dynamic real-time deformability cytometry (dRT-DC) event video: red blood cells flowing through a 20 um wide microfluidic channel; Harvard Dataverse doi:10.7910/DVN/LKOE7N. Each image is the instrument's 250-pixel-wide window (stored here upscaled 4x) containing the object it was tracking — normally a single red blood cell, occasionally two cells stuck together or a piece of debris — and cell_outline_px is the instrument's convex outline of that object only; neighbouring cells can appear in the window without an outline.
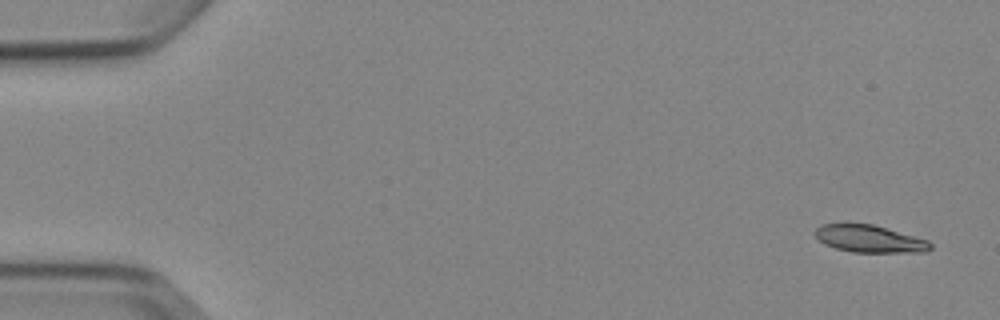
{"species": "Egyptian fruit bat (a non-hibernating species)", "species_latin": "Rousettus aegyptiacus", "temperature_condition": "cold", "stored_images_in_passage": 4, "camera_frame_rate_fps": 3000, "um_per_image_px": 0.085, "animal": {"sex": "female"}, "frame": {"image": 1, "passage_image": 1, "time_ms": 0.0, "image_size_px": [1000, 320], "cell_outline_px": [[932, 248], [928, 252], [852, 252], [836, 248], [824, 244], [812, 232], [820, 224], [844, 220], [848, 220], [872, 224], [928, 240], [932, 244]], "centroid_in_image_um": [73.82, 20.25], "position_along_channel_um": 11.2, "area_um2": 19.07}}
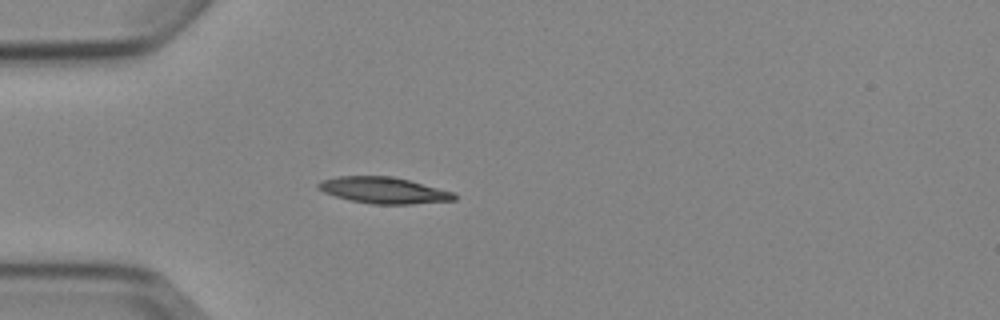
{"frame": {"image": 2, "passage_image": 4, "time_ms": 4.333, "image_size_px": [1000, 320], "cell_outline_px": [[456, 200], [412, 204], [372, 204], [352, 200], [336, 196], [324, 192], [316, 188], [316, 184], [320, 180], [336, 176], [392, 176], [456, 192]], "centroid_in_image_um": [32.61, 16.17], "position_along_channel_um": 52.4, "area_um2": 20.92}}